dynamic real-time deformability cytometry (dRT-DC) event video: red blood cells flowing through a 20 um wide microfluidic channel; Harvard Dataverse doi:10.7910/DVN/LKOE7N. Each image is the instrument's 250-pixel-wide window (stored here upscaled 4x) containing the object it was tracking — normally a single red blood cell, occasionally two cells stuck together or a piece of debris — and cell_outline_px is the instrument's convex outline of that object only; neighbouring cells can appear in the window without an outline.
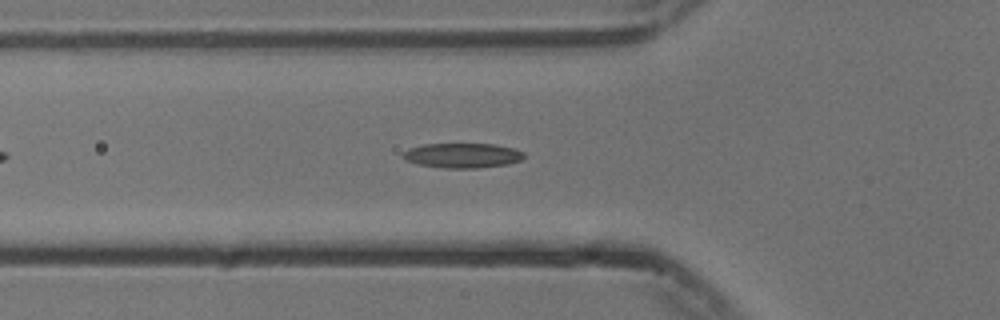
{"species": "common noctule bat (a hibernating species)", "species_latin": "Nyctalus noctula", "temperature_condition": "cold", "stored_images_in_passage": 45, "camera_frame_rate_fps": 3000, "um_per_image_px": 0.085, "animal": {"sex": "male", "body_mass_g": 13.3}, "frame": {"image": 1, "passage_image": 9, "time_ms": 2.667, "image_size_px": [1000, 320], "cell_outline_px": [[524, 156], [520, 160], [508, 164], [476, 168], [444, 168], [420, 164], [404, 160], [400, 156], [408, 148], [424, 144], [496, 144], [512, 148], [524, 152]], "centroid_in_image_um": [39.28, 13.21], "position_along_channel_um": 86.5, "area_um2": 17.46}}
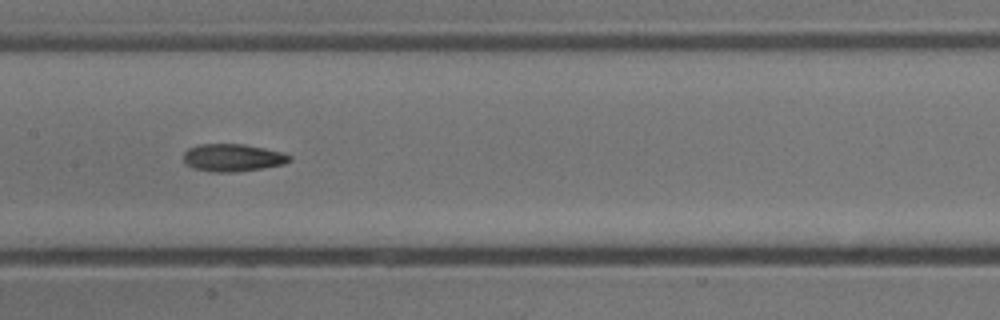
{"frame": {"image": 2, "passage_image": 17, "time_ms": 5.333, "image_size_px": [1000, 320], "cell_outline_px": [[292, 160], [284, 164], [236, 172], [212, 172], [192, 168], [184, 160], [184, 152], [188, 148], [200, 144], [244, 144], [264, 148], [280, 152], [292, 156]], "centroid_in_image_um": [19.78, 13.4], "position_along_channel_um": 187.6, "area_um2": 16.94}}
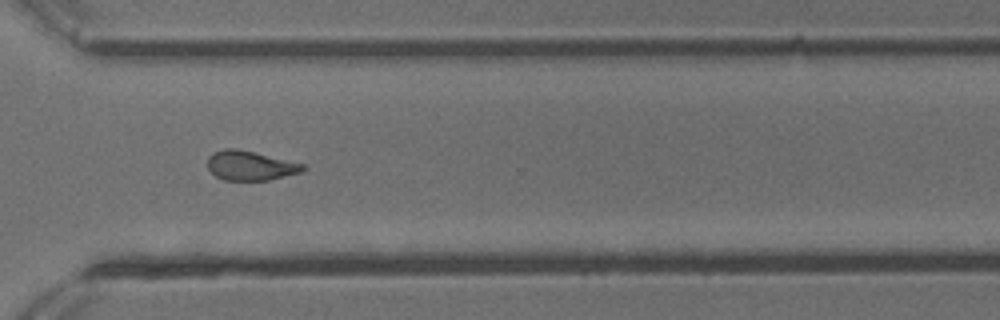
{"frame": {"image": 3, "passage_image": 30, "time_ms": 9.667, "image_size_px": [1000, 320], "cell_outline_px": [[308, 168], [304, 172], [268, 180], [224, 180], [216, 176], [208, 168], [208, 156], [212, 152], [224, 148], [236, 148], [304, 164]], "centroid_in_image_um": [21.29, 14.08], "position_along_channel_um": 349.3, "area_um2": 16.42}, "authors_computed_cell_mechanics": {"area_um2": 16.8776, "velocity_mm_per_s": 3.7528, "shape_relaxation_time_tau1_ms": 8.0539, "shape_relaxation_time_tau2_ms": 4.7314, "deformation_change_tau1": 0.2208, "deformation_change_tau2": 0.1127}}